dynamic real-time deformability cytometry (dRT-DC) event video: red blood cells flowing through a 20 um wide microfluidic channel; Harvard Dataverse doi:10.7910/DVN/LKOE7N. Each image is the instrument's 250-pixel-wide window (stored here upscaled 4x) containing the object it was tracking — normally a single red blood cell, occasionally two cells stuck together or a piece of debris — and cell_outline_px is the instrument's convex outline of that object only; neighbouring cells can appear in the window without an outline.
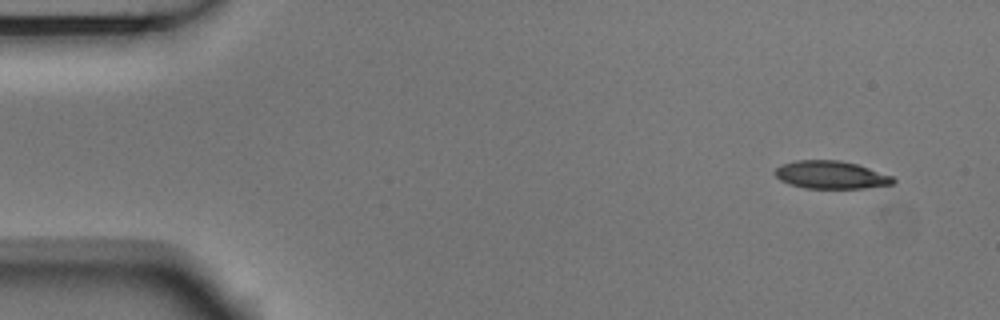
{"species": "Egyptian fruit bat (a non-hibernating species)", "species_latin": "Rousettus aegyptiacus", "temperature_condition": "room temperature", "stored_images_in_passage": 6, "camera_frame_rate_fps": 3000, "um_per_image_px": 0.085, "animal": {"sex": "male"}, "frame": {"image": 1, "passage_image": 1, "time_ms": 0.0, "image_size_px": [1000, 320], "cell_outline_px": [[896, 180], [892, 184], [864, 188], [804, 188], [788, 184], [780, 180], [776, 176], [776, 168], [780, 164], [796, 160], [840, 160], [856, 164], [892, 176]], "centroid_in_image_um": [70.6, 14.86], "position_along_channel_um": 14.4, "area_um2": 19.07}}
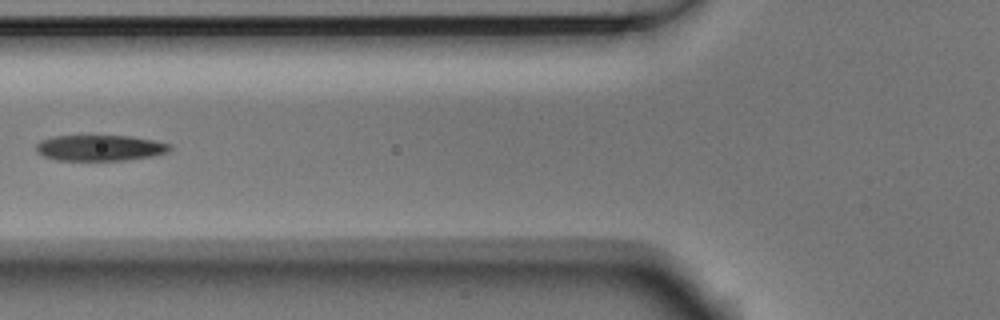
{"frame": {"image": 2, "passage_image": 5, "time_ms": 1.333, "image_size_px": [1000, 320], "cell_outline_px": [[172, 148], [168, 152], [152, 156], [124, 160], [56, 160], [44, 156], [36, 152], [36, 144], [40, 140], [52, 136], [132, 136], [172, 144]], "centroid_in_image_um": [8.49, 12.57], "position_along_channel_um": 117.3, "area_um2": 20.17}}
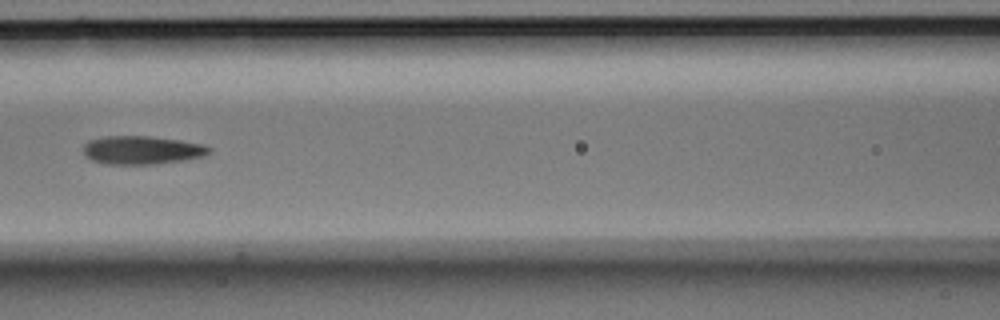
{"frame": {"image": 3, "passage_image": 6, "time_ms": 1.667, "image_size_px": [1000, 320], "cell_outline_px": [[212, 152], [204, 156], [184, 160], [156, 164], [104, 164], [92, 160], [84, 156], [84, 144], [88, 140], [104, 136], [148, 136], [180, 140], [204, 144], [212, 148]], "centroid_in_image_um": [12.08, 12.76], "position_along_channel_um": 154.5, "area_um2": 21.04}}